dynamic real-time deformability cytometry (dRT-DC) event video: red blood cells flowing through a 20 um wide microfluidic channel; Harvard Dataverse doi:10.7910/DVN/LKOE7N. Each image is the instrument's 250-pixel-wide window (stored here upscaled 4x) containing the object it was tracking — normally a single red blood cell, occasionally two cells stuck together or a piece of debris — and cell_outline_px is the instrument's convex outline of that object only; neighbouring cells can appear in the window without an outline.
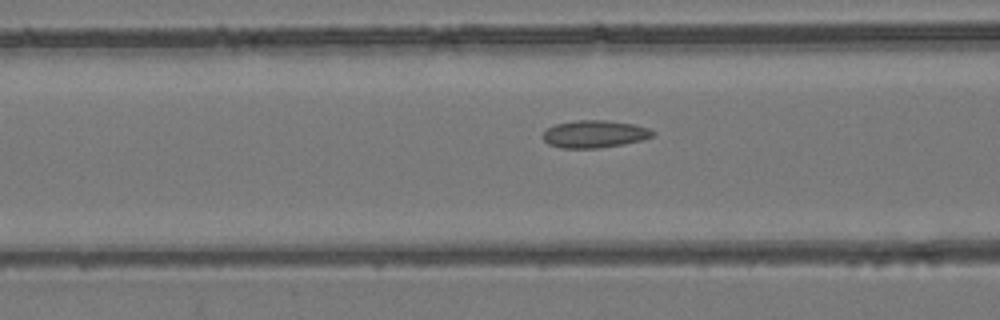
{"species": "common noctule bat (a hibernating species)", "species_latin": "Nyctalus noctula", "temperature_condition": "room temperature", "stored_images_in_passage": 30, "camera_frame_rate_fps": 3000, "um_per_image_px": 0.085, "animal": {"sex": "female", "body_mass_g": 24.6, "forearm_length_mm": 56.2}, "frame": {"image": 1, "passage_image": 6, "time_ms": 1.667, "image_size_px": [1000, 320], "cell_outline_px": [[656, 132], [652, 136], [644, 140], [624, 144], [600, 148], [560, 148], [548, 144], [544, 140], [544, 132], [548, 128], [556, 124], [576, 120], [608, 120], [632, 124], [648, 128]], "centroid_in_image_um": [50.56, 11.4], "position_along_channel_um": 116.0, "area_um2": 17.57}}
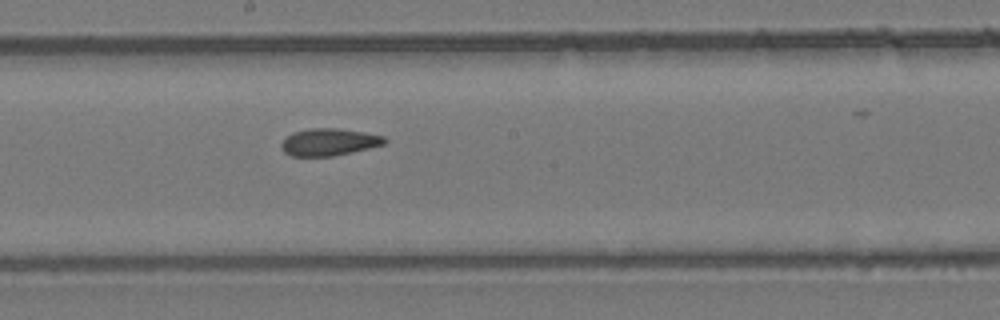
{"frame": {"image": 2, "passage_image": 14, "time_ms": 4.333, "image_size_px": [1000, 320], "cell_outline_px": [[388, 140], [384, 144], [368, 148], [332, 156], [292, 156], [284, 152], [280, 144], [292, 132], [308, 128], [336, 128], [364, 132], [384, 136]], "centroid_in_image_um": [27.95, 12.06], "position_along_channel_um": 220.2, "area_um2": 16.24}}
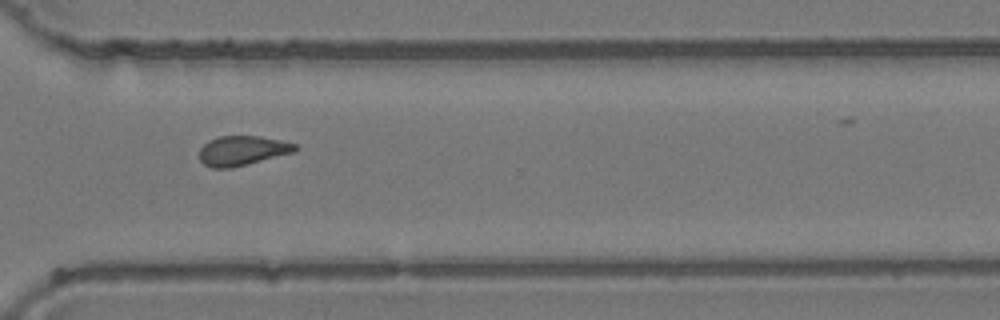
{"frame": {"image": 3, "passage_image": 24, "time_ms": 7.667, "image_size_px": [1000, 320], "cell_outline_px": [[300, 148], [296, 152], [228, 168], [212, 168], [204, 164], [200, 160], [200, 148], [208, 140], [220, 136], [260, 136], [280, 140], [296, 144]], "centroid_in_image_um": [20.62, 12.79], "position_along_channel_um": 350.0, "area_um2": 16.47}, "authors_computed_cell_mechanics": {"area_um2": 16.7331, "velocity_mm_per_s": 3.8997, "shape_relaxation_time_tau1_ms": null, "shape_relaxation_time_tau2_ms": 3.5107, "deformation_change_tau1": null, "deformation_change_tau2": 0.1084}}